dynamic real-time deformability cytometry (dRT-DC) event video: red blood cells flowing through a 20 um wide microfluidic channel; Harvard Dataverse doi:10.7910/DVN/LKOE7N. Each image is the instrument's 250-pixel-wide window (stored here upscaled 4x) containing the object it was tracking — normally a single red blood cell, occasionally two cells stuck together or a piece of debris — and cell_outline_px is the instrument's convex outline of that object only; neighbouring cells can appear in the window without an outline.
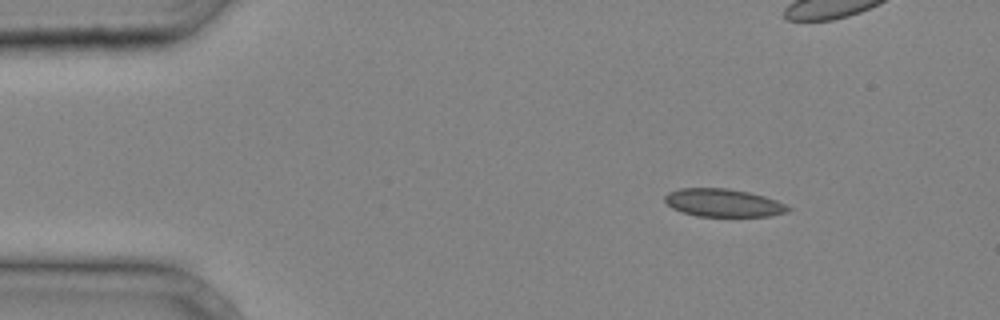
{"species": "common noctule bat (a hibernating species)", "species_latin": "Nyctalus noctula", "temperature_condition": "cold", "stored_images_in_passage": 28, "camera_frame_rate_fps": 3000, "um_per_image_px": 0.085, "animal": {"sex": "male", "body_mass_g": 20.4}, "frame": {"image": 1, "passage_image": 1, "time_ms": 0.0, "image_size_px": [1000, 320], "cell_outline_px": [[792, 208], [788, 212], [768, 216], [696, 216], [672, 208], [664, 200], [664, 196], [668, 192], [680, 188], [728, 188], [748, 192], [764, 196], [776, 200]], "centroid_in_image_um": [61.47, 17.23], "position_along_channel_um": 23.5, "area_um2": 20.0}}
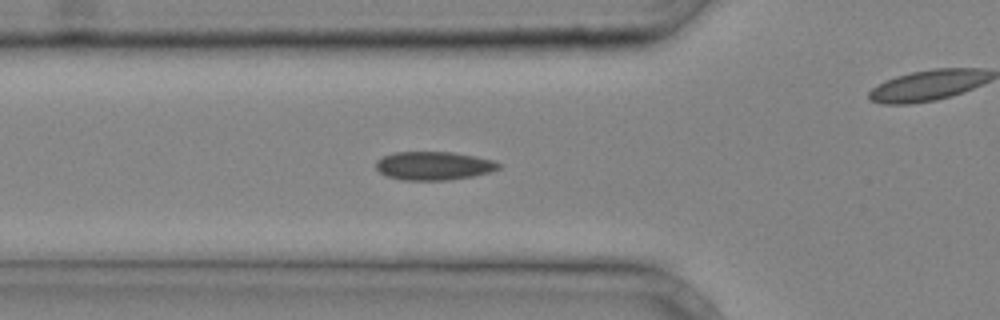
{"frame": {"image": 2, "passage_image": 9, "time_ms": 2.667, "image_size_px": [1000, 320], "cell_outline_px": [[504, 164], [500, 168], [492, 172], [472, 176], [448, 180], [400, 180], [384, 176], [376, 168], [376, 160], [384, 156], [396, 152], [452, 152], [476, 156], [492, 160]], "centroid_in_image_um": [36.88, 14.1], "position_along_channel_um": 88.9, "area_um2": 20.58}}
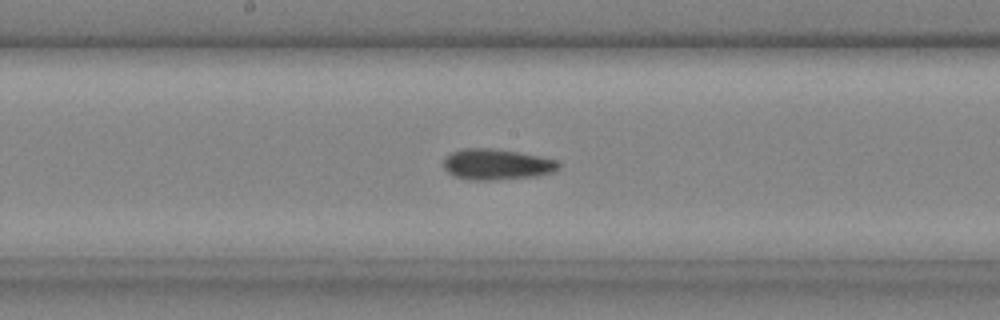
{"frame": {"image": 3, "passage_image": 16, "time_ms": 5.0, "image_size_px": [1000, 320], "cell_outline_px": [[560, 168], [556, 172], [536, 176], [492, 180], [472, 180], [456, 176], [448, 172], [444, 168], [444, 160], [452, 152], [464, 148], [492, 148], [520, 152], [560, 160]], "centroid_in_image_um": [42.3, 13.97], "position_along_channel_um": 205.9, "area_um2": 20.81}}